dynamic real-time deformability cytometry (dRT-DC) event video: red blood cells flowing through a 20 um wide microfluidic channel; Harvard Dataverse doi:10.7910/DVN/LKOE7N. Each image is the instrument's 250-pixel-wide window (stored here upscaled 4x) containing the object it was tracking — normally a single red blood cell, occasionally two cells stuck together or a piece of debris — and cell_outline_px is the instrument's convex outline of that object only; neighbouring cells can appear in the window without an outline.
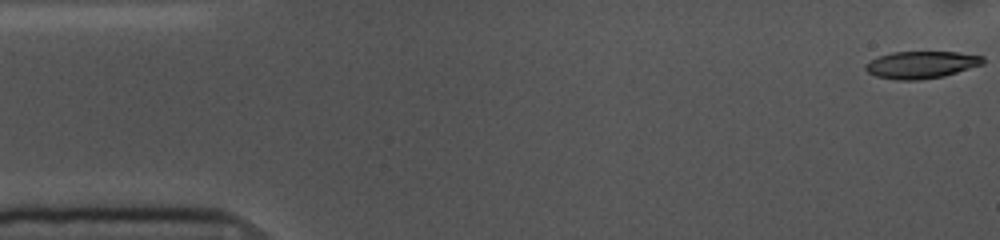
{"species": "common noctule bat (a hibernating species)", "species_latin": "Nyctalus noctula", "temperature_condition": "cold", "stored_images_in_passage": 54, "camera_frame_rate_fps": 3000, "um_per_image_px": 0.085, "animal": {"sex": "female", "body_mass_g": 10.0, "forearm_length_mm": 53.1}, "frame": {"image": 1, "passage_image": 1, "time_ms": 0.0, "image_size_px": [1000, 240], "cell_outline_px": [[984, 64], [944, 76], [920, 80], [896, 80], [876, 76], [868, 72], [864, 68], [864, 64], [880, 56], [892, 52], [956, 52], [984, 56]], "centroid_in_image_um": [78.32, 5.51], "position_along_channel_um": 6.7, "area_um2": 18.61}}
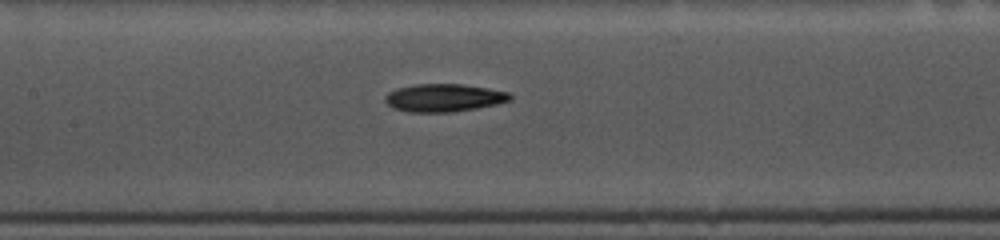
{"frame": {"image": 2, "passage_image": 24, "time_ms": 7.667, "image_size_px": [1000, 240], "cell_outline_px": [[512, 100], [496, 104], [476, 108], [452, 112], [408, 112], [392, 108], [384, 100], [384, 96], [388, 92], [396, 88], [416, 84], [464, 84], [488, 88], [508, 92], [512, 96]], "centroid_in_image_um": [37.71, 8.31], "position_along_channel_um": 169.7, "area_um2": 20.4}}
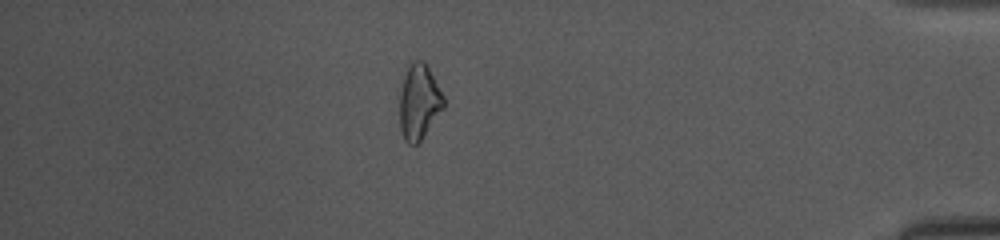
{"frame": {"image": 3, "passage_image": 47, "time_ms": 15.333, "image_size_px": [1000, 240], "cell_outline_px": [[444, 108], [420, 140], [416, 144], [408, 144], [404, 140], [400, 128], [400, 92], [404, 76], [408, 64], [412, 60], [424, 60], [428, 64], [444, 96]], "centroid_in_image_um": [35.62, 8.61], "position_along_channel_um": 399.6, "area_um2": 19.42}, "authors_computed_cell_mechanics": {"area_um2": 19.4786, "velocity_mm_per_s": 3.5997, "shape_relaxation_time_tau1_ms": 4.6028, "shape_relaxation_time_tau2_ms": null, "deformation_change_tau1": 0.1382, "deformation_change_tau2": null}}